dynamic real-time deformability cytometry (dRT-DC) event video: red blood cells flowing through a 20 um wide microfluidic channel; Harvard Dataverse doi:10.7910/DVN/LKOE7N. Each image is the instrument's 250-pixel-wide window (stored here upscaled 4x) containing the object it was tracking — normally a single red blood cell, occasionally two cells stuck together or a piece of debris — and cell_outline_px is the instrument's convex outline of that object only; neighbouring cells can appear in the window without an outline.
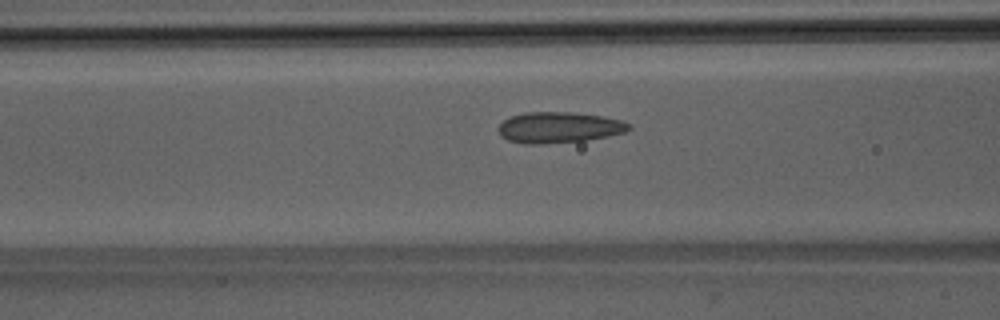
{"species": "Egyptian fruit bat (a non-hibernating species)", "species_latin": "Rousettus aegyptiacus", "temperature_condition": "room temperature", "stored_images_in_passage": 41, "camera_frame_rate_fps": 3000, "um_per_image_px": 0.085, "animal": {"sex": "male"}, "frame": {"image": 1, "passage_image": 11, "time_ms": 3.333, "image_size_px": [1000, 320], "cell_outline_px": [[632, 128], [624, 132], [608, 136], [584, 140], [544, 144], [524, 144], [508, 140], [500, 132], [500, 124], [504, 120], [512, 116], [524, 112], [572, 112], [600, 116], [620, 120], [632, 124]], "centroid_in_image_um": [47.54, 10.83], "position_along_channel_um": 119.1, "area_um2": 23.29}}
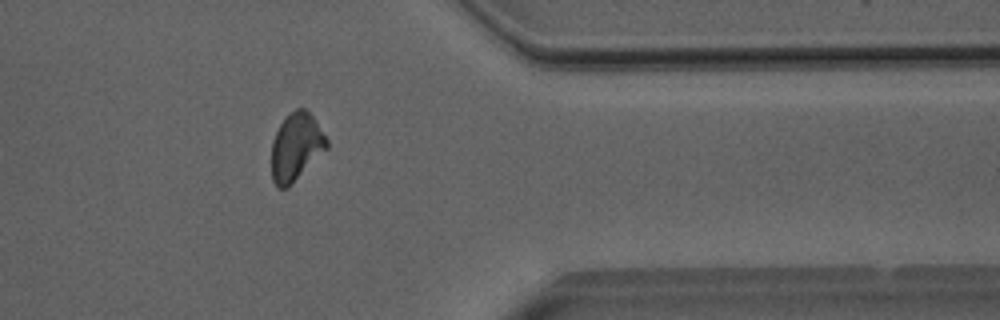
{"frame": {"image": 2, "passage_image": 32, "time_ms": 10.333, "image_size_px": [1000, 320], "cell_outline_px": [[328, 148], [288, 188], [276, 188], [272, 180], [272, 140], [280, 124], [296, 108], [304, 108], [316, 120], [328, 140]], "centroid_in_image_um": [25.17, 12.52], "position_along_channel_um": 386.2, "area_um2": 21.73}}
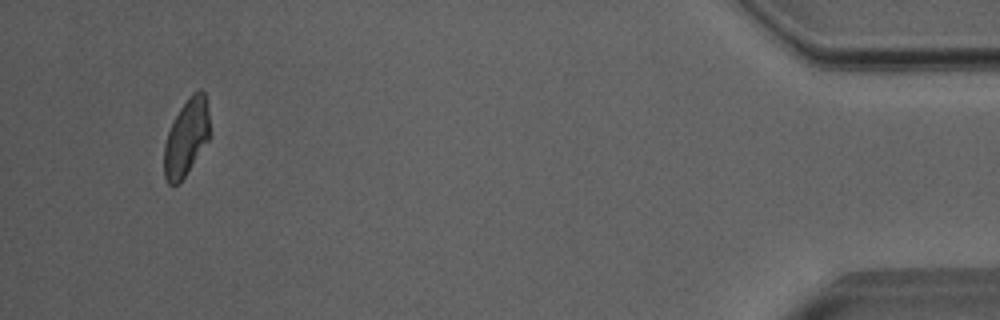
{"frame": {"image": 3, "passage_image": 39, "time_ms": 12.667, "image_size_px": [1000, 320], "cell_outline_px": [[208, 140], [184, 176], [176, 184], [168, 184], [164, 176], [164, 144], [168, 132], [180, 108], [188, 96], [192, 92], [200, 88], [204, 92], [208, 104]], "centroid_in_image_um": [15.83, 11.63], "position_along_channel_um": 419.4, "area_um2": 20.0}, "authors_computed_cell_mechanics": {"area_um2": 22.253, "velocity_mm_per_s": 4.0149, "shape_relaxation_time_tau1_ms": 10.2892, "shape_relaxation_time_tau2_ms": 1.6345, "deformation_change_tau1": 0.184, "deformation_change_tau2": 0.0926}}